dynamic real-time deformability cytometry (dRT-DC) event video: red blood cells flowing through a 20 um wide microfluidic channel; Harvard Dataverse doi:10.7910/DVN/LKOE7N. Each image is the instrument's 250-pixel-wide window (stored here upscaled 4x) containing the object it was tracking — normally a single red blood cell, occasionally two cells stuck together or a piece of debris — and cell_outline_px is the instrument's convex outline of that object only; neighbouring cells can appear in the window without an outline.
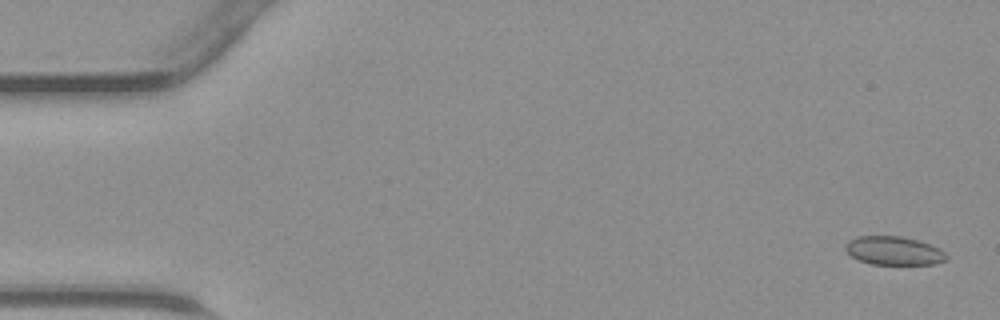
{"species": "common noctule bat (a hibernating species)", "species_latin": "Nyctalus noctula", "temperature_condition": "warm", "stored_images_in_passage": 46, "camera_frame_rate_fps": 3000, "um_per_image_px": 0.085, "animal": {"sex": "male", "body_mass_g": 23.1, "forearm_length_mm": 52.7}, "frame": {"image": 1, "passage_image": 2, "time_ms": 0.333, "image_size_px": [1000, 320], "cell_outline_px": [[948, 260], [932, 264], [872, 264], [860, 260], [852, 256], [844, 248], [844, 244], [848, 240], [856, 236], [900, 236], [916, 240], [940, 248], [948, 256]], "centroid_in_image_um": [75.96, 21.3], "position_along_channel_um": 9.0, "area_um2": 16.76}}
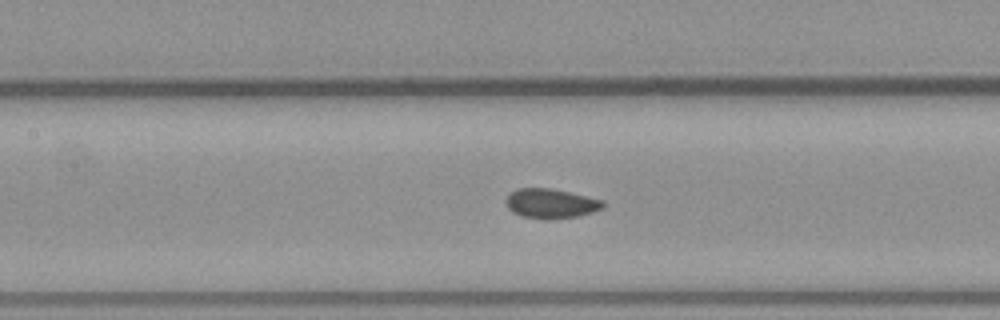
{"frame": {"image": 2, "passage_image": 21, "time_ms": 6.667, "image_size_px": [1000, 320], "cell_outline_px": [[608, 204], [604, 208], [580, 216], [520, 216], [512, 212], [508, 208], [508, 196], [516, 188], [548, 188], [568, 192], [604, 200]], "centroid_in_image_um": [46.89, 17.25], "position_along_channel_um": 160.5, "area_um2": 15.95}}
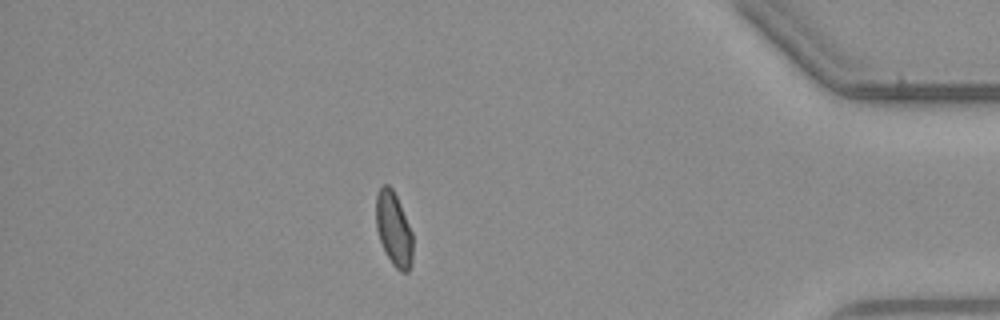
{"frame": {"image": 3, "passage_image": 40, "time_ms": 13.0, "image_size_px": [1000, 320], "cell_outline_px": [[412, 264], [408, 272], [400, 272], [392, 264], [380, 240], [376, 228], [376, 196], [380, 188], [384, 184], [388, 184], [392, 188], [396, 196], [412, 232]], "centroid_in_image_um": [33.47, 19.48], "position_along_channel_um": 401.7, "area_um2": 15.66}}